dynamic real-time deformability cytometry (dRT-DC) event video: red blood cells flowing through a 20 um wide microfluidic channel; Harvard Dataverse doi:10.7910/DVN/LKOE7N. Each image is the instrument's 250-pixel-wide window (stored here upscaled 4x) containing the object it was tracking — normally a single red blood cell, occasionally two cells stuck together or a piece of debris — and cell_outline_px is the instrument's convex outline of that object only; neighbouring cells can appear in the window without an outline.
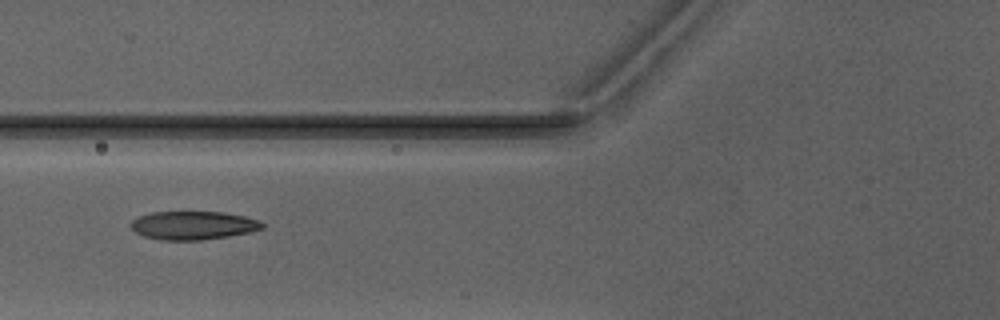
{"species": "Egyptian fruit bat (a non-hibernating species)", "species_latin": "Rousettus aegyptiacus", "temperature_condition": "warm", "stored_images_in_passage": 5, "camera_frame_rate_fps": 3000, "um_per_image_px": 0.085, "animal": {"sex": "male"}, "frame": {"image": 1, "passage_image": 5, "time_ms": 6.333, "image_size_px": [1000, 320], "cell_outline_px": [[264, 228], [248, 232], [228, 236], [200, 240], [160, 240], [144, 236], [136, 232], [128, 224], [132, 220], [140, 216], [152, 212], [224, 212], [244, 216], [260, 220], [264, 224]], "centroid_in_image_um": [16.41, 19.15], "position_along_channel_um": 109.4, "area_um2": 21.73}}